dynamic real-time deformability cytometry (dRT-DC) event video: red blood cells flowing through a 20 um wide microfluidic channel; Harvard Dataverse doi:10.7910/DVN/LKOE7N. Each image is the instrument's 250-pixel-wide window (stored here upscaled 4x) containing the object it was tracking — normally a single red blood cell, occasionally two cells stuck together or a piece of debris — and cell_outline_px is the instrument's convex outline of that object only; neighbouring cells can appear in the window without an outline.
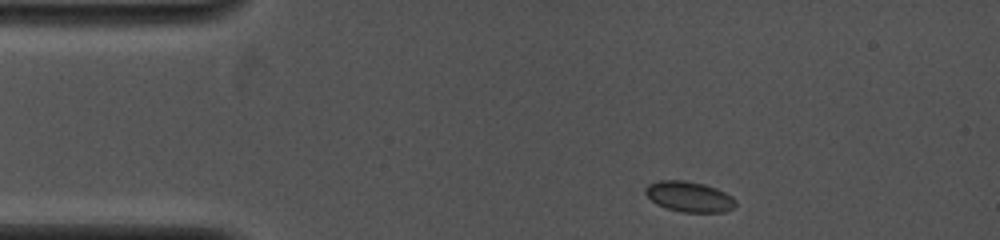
{"species": "common noctule bat (a hibernating species)", "species_latin": "Nyctalus noctula", "temperature_condition": "cold", "stored_images_in_passage": 19, "camera_frame_rate_fps": 4000, "um_per_image_px": 0.085, "animal": {"sex": "female", "body_mass_g": 19.0, "forearm_length_mm": 53.3}, "frame": {"image": 1, "passage_image": 1, "time_ms": 0.0, "image_size_px": [1000, 240], "cell_outline_px": [[736, 204], [732, 208], [724, 212], [684, 212], [668, 208], [656, 204], [644, 192], [644, 188], [648, 184], [660, 180], [684, 180], [704, 184], [716, 188], [732, 196], [736, 200]], "centroid_in_image_um": [58.58, 16.71], "position_along_channel_um": 26.4, "area_um2": 15.95}}
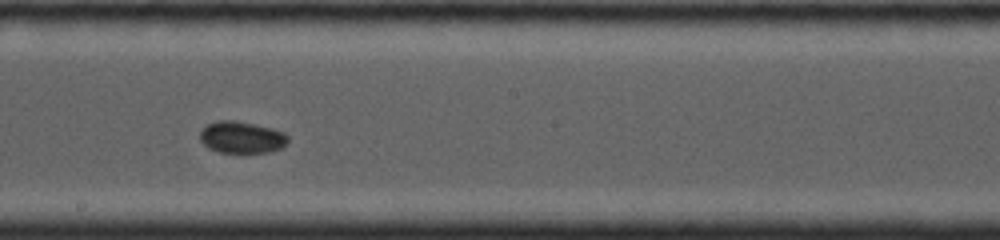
{"frame": {"image": 2, "passage_image": 11, "time_ms": 6.25, "image_size_px": [1000, 240], "cell_outline_px": [[288, 144], [280, 148], [268, 152], [220, 152], [208, 148], [200, 140], [200, 132], [208, 124], [220, 120], [232, 120], [256, 124], [272, 128], [284, 132], [288, 136]], "centroid_in_image_um": [20.56, 11.67], "position_along_channel_um": 227.6, "area_um2": 16.24}}
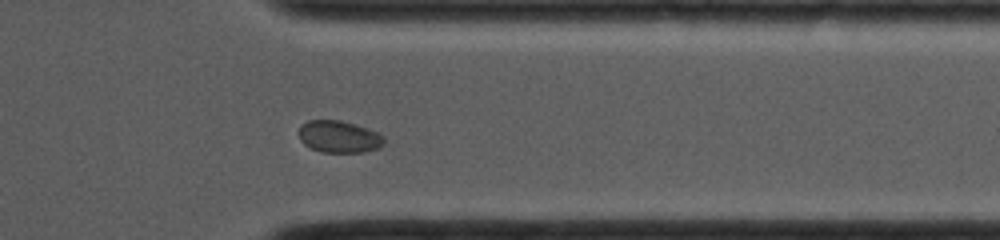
{"frame": {"image": 3, "passage_image": 19, "time_ms": 10.0, "image_size_px": [1000, 240], "cell_outline_px": [[384, 144], [376, 148], [364, 152], [320, 152], [304, 144], [300, 140], [300, 124], [308, 120], [340, 120], [356, 124], [380, 132], [384, 136]], "centroid_in_image_um": [28.83, 11.61], "position_along_channel_um": 382.6, "area_um2": 16.01}}